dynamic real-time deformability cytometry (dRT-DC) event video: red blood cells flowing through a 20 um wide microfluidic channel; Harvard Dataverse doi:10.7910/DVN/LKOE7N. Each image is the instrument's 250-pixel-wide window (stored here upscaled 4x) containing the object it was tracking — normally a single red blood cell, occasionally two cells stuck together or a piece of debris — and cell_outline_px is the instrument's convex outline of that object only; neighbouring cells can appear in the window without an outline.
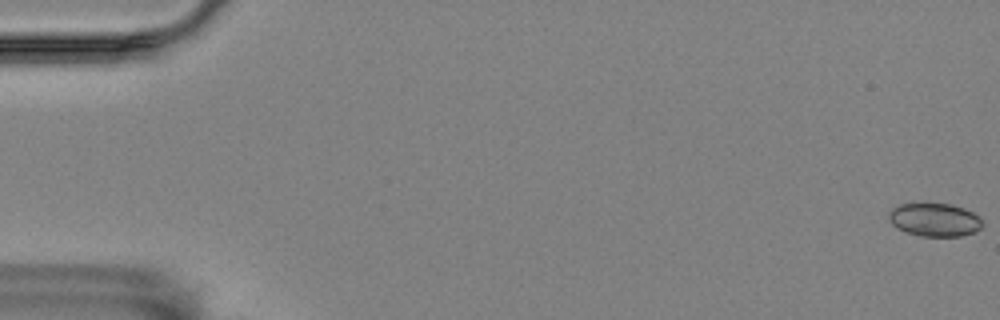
{"species": "Egyptian fruit bat (a non-hibernating species)", "species_latin": "Rousettus aegyptiacus", "temperature_condition": "room temperature", "stored_images_in_passage": 58, "camera_frame_rate_fps": 3000, "um_per_image_px": 0.085, "animal": {"sex": "female"}, "frame": {"image": 1, "passage_image": 1, "time_ms": 0.0, "image_size_px": [1000, 320], "cell_outline_px": [[984, 224], [976, 232], [960, 236], [920, 236], [904, 232], [896, 228], [888, 220], [888, 216], [892, 208], [900, 204], [952, 204], [964, 208], [980, 216]], "centroid_in_image_um": [79.45, 18.69], "position_along_channel_um": 5.5, "area_um2": 18.32}}
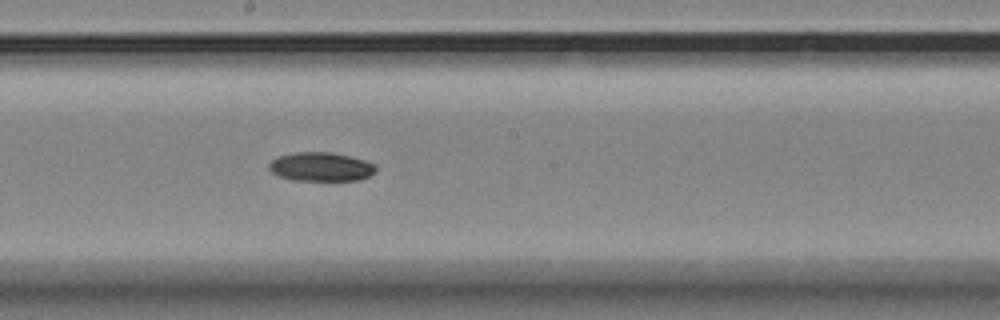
{"frame": {"image": 2, "passage_image": 32, "time_ms": 10.333, "image_size_px": [1000, 320], "cell_outline_px": [[376, 168], [368, 176], [360, 180], [292, 180], [280, 176], [272, 172], [268, 168], [268, 164], [272, 160], [280, 156], [296, 152], [332, 152], [364, 160], [376, 164]], "centroid_in_image_um": [27.27, 14.17], "position_along_channel_um": 220.9, "area_um2": 17.8}}
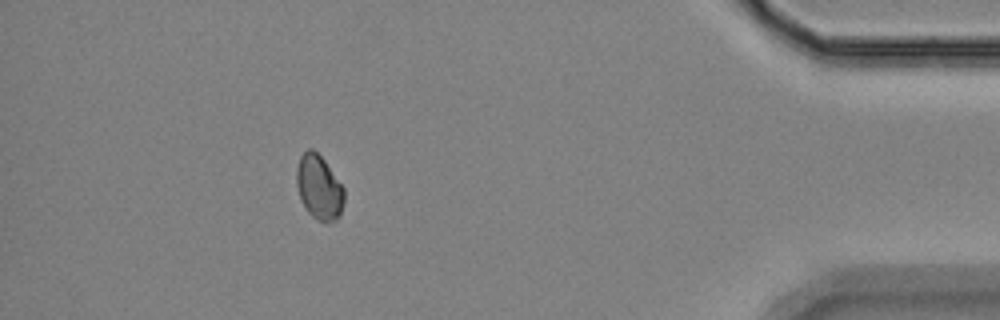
{"frame": {"image": 3, "passage_image": 52, "time_ms": 17.0, "image_size_px": [1000, 320], "cell_outline_px": [[344, 200], [340, 216], [336, 220], [328, 224], [316, 220], [308, 212], [300, 196], [296, 184], [296, 168], [300, 156], [308, 148], [312, 148], [324, 160], [344, 188]], "centroid_in_image_um": [27.12, 15.95], "position_along_channel_um": 408.1, "area_um2": 17.92}}